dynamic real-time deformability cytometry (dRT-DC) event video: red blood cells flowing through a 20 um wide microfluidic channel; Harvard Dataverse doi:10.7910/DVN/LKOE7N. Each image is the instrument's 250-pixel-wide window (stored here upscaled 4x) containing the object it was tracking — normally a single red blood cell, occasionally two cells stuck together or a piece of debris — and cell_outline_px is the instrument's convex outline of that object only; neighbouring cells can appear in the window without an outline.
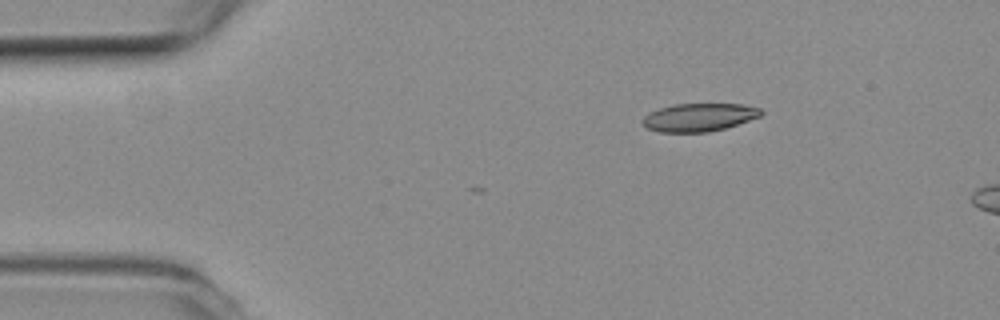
{"species": "common noctule bat (a hibernating species)", "species_latin": "Nyctalus noctula", "temperature_condition": "room temperature", "stored_images_in_passage": 4, "camera_frame_rate_fps": 3000, "um_per_image_px": 0.085, "animal": {"sex": "female", "body_mass_g": 19.3, "forearm_length_mm": 54.1}, "frame": {"image": 1, "passage_image": 1, "time_ms": 0.0, "image_size_px": [1000, 320], "cell_outline_px": [[764, 112], [760, 116], [724, 128], [708, 132], [660, 132], [648, 128], [640, 124], [640, 120], [644, 116], [660, 108], [672, 104], [740, 104], [760, 108]], "centroid_in_image_um": [59.38, 9.97], "position_along_channel_um": 25.6, "area_um2": 19.25}}